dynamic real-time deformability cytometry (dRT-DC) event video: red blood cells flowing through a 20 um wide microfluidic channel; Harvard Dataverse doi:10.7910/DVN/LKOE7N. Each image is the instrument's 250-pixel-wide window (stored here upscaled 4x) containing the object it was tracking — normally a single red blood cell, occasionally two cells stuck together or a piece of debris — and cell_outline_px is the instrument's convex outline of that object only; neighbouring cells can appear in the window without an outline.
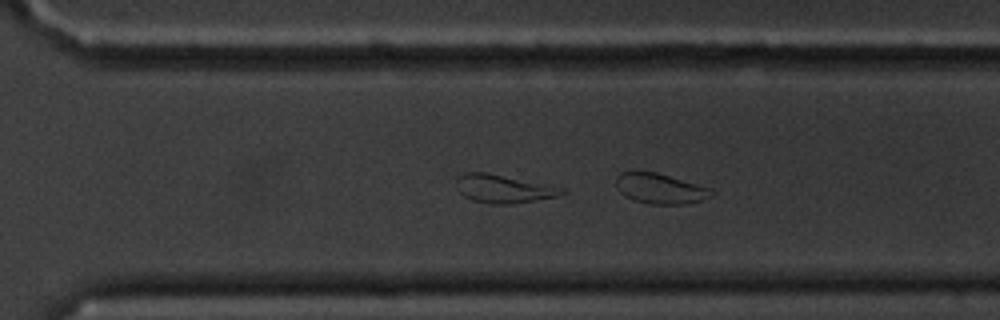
{"species": "common noctule bat (a hibernating species)", "species_latin": "Nyctalus noctula", "temperature_condition": "cold", "stored_images_in_passage": 41, "camera_frame_rate_fps": 3000, "um_per_image_px": 0.085, "animal": {"sex": "male", "body_mass_g": 20.1, "forearm_length_mm": 53.5}, "frame": {"image": 1, "passage_image": 41, "time_ms": 13.333, "image_size_px": [1000, 320], "cell_outline_px": [[716, 192], [712, 196], [700, 200], [680, 204], [648, 204], [624, 196], [620, 192], [616, 184], [616, 176], [620, 172], [656, 172], [712, 188]], "centroid_in_image_um": [56.13, 16.02], "position_along_channel_um": 314.5, "area_um2": 16.76}}